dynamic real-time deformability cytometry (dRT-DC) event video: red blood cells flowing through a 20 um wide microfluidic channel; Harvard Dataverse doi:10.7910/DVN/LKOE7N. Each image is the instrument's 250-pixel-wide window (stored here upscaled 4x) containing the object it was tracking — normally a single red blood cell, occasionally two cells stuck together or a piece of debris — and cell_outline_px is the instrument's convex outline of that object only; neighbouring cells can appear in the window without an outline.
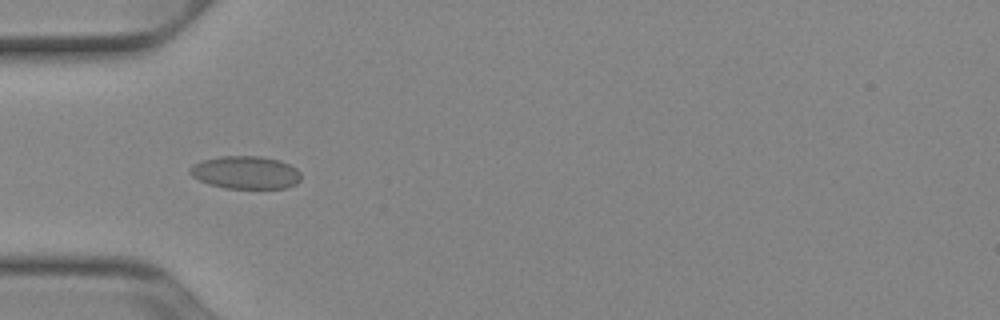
{"species": "Egyptian fruit bat (a non-hibernating species)", "species_latin": "Rousettus aegyptiacus", "temperature_condition": "cold", "stored_images_in_passage": 28, "camera_frame_rate_fps": 3000, "um_per_image_px": 0.085, "animal": {"sex": "female"}, "frame": {"image": 1, "passage_image": 5, "time_ms": 1.333, "image_size_px": [1000, 320], "cell_outline_px": [[300, 180], [296, 184], [284, 188], [224, 188], [208, 184], [192, 176], [188, 172], [188, 168], [192, 164], [204, 160], [220, 156], [260, 156], [280, 160], [296, 168], [300, 172]], "centroid_in_image_um": [20.85, 14.66], "position_along_channel_um": 64.1, "area_um2": 21.33}}
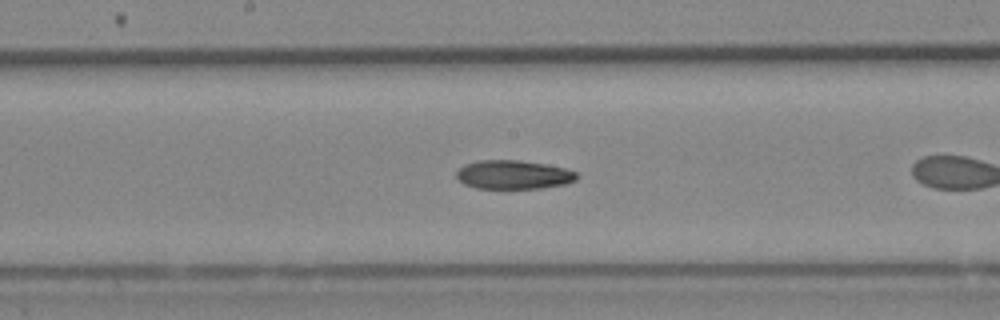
{"frame": {"image": 2, "passage_image": 13, "time_ms": 4.0, "image_size_px": [1000, 320], "cell_outline_px": [[580, 176], [576, 180], [568, 184], [540, 188], [476, 188], [464, 184], [456, 176], [456, 172], [464, 164], [480, 160], [520, 160], [544, 164], [564, 168], [576, 172]], "centroid_in_image_um": [43.67, 14.85], "position_along_channel_um": 204.5, "area_um2": 20.23}}
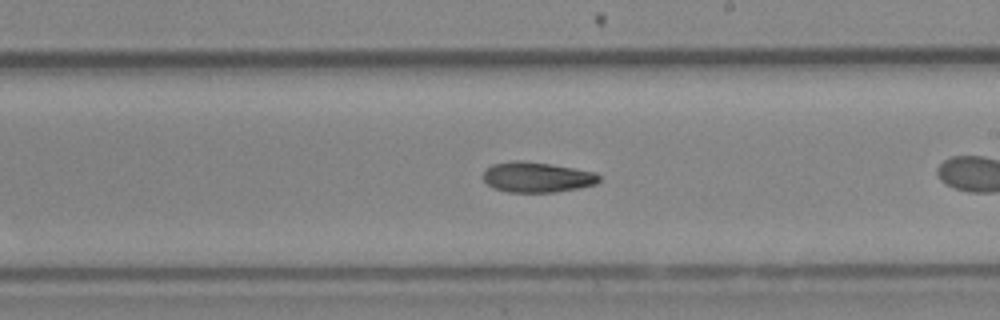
{"frame": {"image": 3, "passage_image": 16, "time_ms": 5.0, "image_size_px": [1000, 320], "cell_outline_px": [[600, 180], [596, 184], [580, 188], [556, 192], [508, 192], [496, 188], [488, 184], [484, 180], [484, 172], [492, 164], [516, 160], [524, 160], [552, 164], [596, 172], [600, 176]], "centroid_in_image_um": [45.69, 15.05], "position_along_channel_um": 243.3, "area_um2": 20.52}}